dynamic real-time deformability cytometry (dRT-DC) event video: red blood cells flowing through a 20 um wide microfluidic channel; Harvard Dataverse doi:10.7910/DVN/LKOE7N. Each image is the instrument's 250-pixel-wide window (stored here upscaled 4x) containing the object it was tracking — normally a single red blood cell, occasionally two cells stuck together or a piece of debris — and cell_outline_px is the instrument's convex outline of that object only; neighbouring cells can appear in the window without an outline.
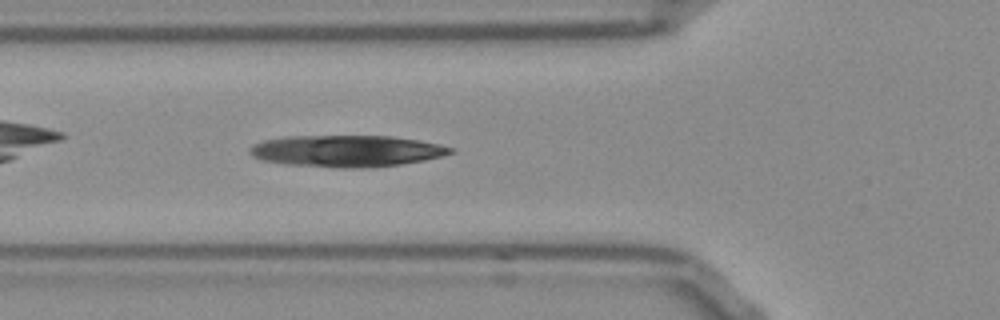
{"species": "Egyptian fruit bat (a non-hibernating species)", "species_latin": "Rousettus aegyptiacus", "temperature_condition": "room temperature", "stored_images_in_passage": 33, "camera_frame_rate_fps": 3000, "um_per_image_px": 0.085, "frame": {"image": 1, "passage_image": 6, "time_ms": 1.667, "image_size_px": [1000, 320], "cell_outline_px": [[456, 152], [424, 160], [400, 164], [360, 168], [340, 168], [288, 164], [260, 160], [252, 156], [248, 152], [248, 148], [252, 144], [264, 140], [288, 136], [392, 136], [420, 140], [440, 144], [452, 148]], "centroid_in_image_um": [29.43, 12.83], "position_along_channel_um": 96.4, "area_um2": 37.05}}
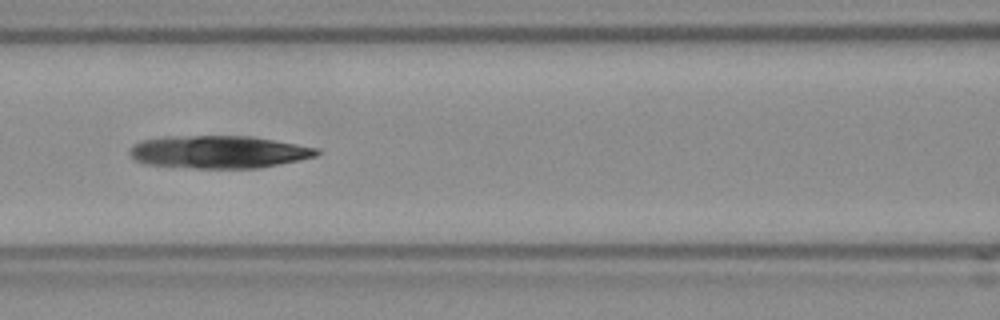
{"frame": {"image": 2, "passage_image": 10, "time_ms": 3.0, "image_size_px": [1000, 320], "cell_outline_px": [[320, 152], [316, 156], [256, 168], [196, 168], [144, 164], [136, 160], [128, 152], [128, 148], [132, 144], [140, 140], [160, 136], [252, 136], [320, 148]], "centroid_in_image_um": [18.51, 12.9], "position_along_channel_um": 148.1, "area_um2": 35.72}}